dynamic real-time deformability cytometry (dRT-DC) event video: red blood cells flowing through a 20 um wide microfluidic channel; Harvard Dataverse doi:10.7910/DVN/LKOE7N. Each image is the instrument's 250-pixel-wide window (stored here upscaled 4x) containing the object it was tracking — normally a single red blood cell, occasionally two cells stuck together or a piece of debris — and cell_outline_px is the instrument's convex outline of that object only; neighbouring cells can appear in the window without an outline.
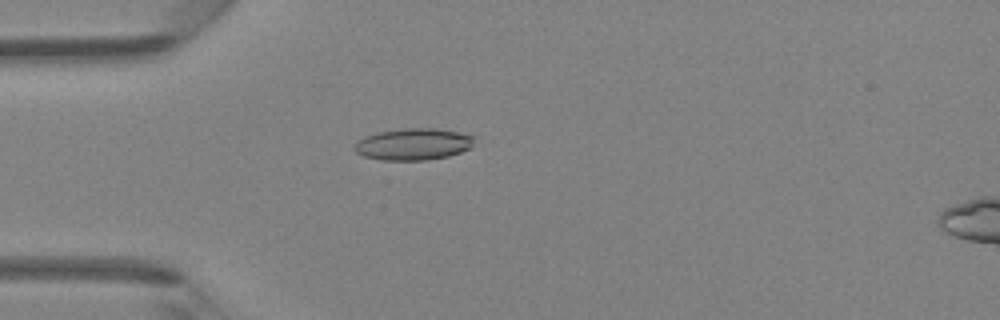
{"species": "Egyptian fruit bat (a non-hibernating species)", "species_latin": "Rousettus aegyptiacus", "temperature_condition": "room temperature", "stored_images_in_passage": 46, "camera_frame_rate_fps": 3000, "um_per_image_px": 0.085, "animal": {"sex": "female"}, "frame": {"image": 1, "passage_image": 13, "time_ms": 4.0, "image_size_px": [1000, 320], "cell_outline_px": [[476, 136], [472, 144], [468, 148], [460, 152], [448, 156], [428, 160], [380, 160], [364, 156], [356, 152], [352, 148], [364, 136], [376, 132], [404, 128], [436, 128], [460, 132]], "centroid_in_image_um": [35.13, 12.25], "position_along_channel_um": 49.9, "area_um2": 22.25}}
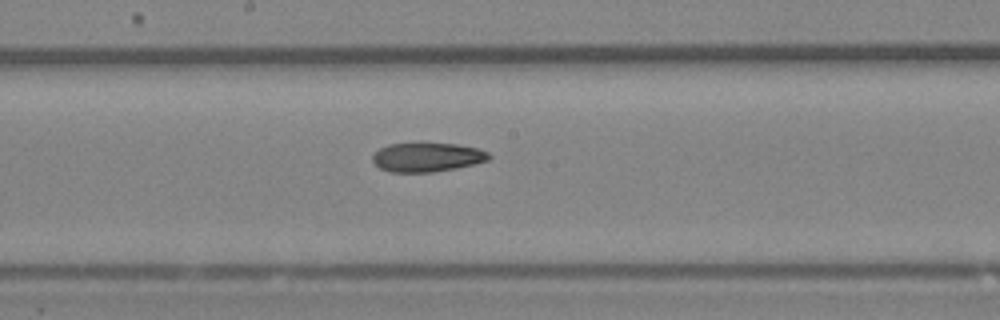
{"frame": {"image": 2, "passage_image": 25, "time_ms": 8.0, "image_size_px": [1000, 320], "cell_outline_px": [[492, 156], [488, 160], [476, 164], [456, 168], [432, 172], [392, 172], [380, 168], [372, 160], [372, 156], [380, 148], [388, 144], [456, 144], [476, 148], [488, 152]], "centroid_in_image_um": [36.32, 13.37], "position_along_channel_um": 211.9, "area_um2": 19.48}}
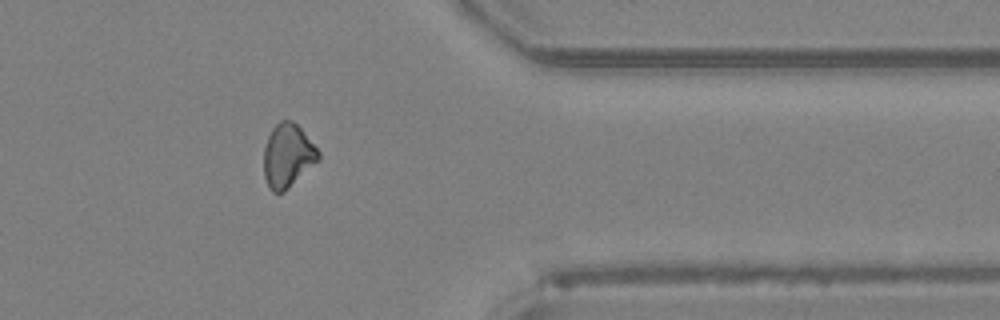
{"frame": {"image": 3, "passage_image": 38, "time_ms": 12.333, "image_size_px": [1000, 320], "cell_outline_px": [[320, 160], [284, 192], [272, 192], [268, 188], [264, 176], [264, 148], [268, 136], [272, 128], [280, 120], [292, 120], [304, 132], [320, 152]], "centroid_in_image_um": [24.45, 13.24], "position_along_channel_um": 386.9, "area_um2": 20.35}, "authors_computed_cell_mechanics": {"area_um2": 20.7791, "velocity_mm_per_s": 4.368, "shape_relaxation_time_tau1_ms": null, "shape_relaxation_time_tau2_ms": 8.5464, "deformation_change_tau1": null, "deformation_change_tau2": 0.1886}}